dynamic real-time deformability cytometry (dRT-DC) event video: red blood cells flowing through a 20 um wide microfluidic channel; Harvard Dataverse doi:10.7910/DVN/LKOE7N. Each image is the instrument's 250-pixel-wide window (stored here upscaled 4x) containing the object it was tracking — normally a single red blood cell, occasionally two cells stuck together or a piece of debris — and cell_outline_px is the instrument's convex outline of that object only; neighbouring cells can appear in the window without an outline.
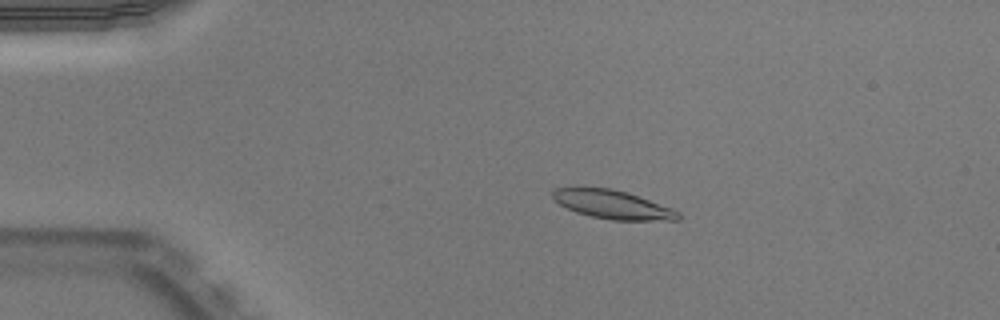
{"species": "Egyptian fruit bat (a non-hibernating species)", "species_latin": "Rousettus aegyptiacus", "temperature_condition": "warm", "stored_images_in_passage": 42, "camera_frame_rate_fps": 3000, "um_per_image_px": 0.085, "animal": {"sex": "male"}, "frame": {"image": 1, "passage_image": 1, "time_ms": 0.0, "image_size_px": [1000, 320], "cell_outline_px": [[684, 216], [680, 220], [612, 220], [592, 216], [576, 212], [560, 204], [552, 196], [552, 192], [556, 188], [612, 188], [628, 192], [672, 208], [680, 212]], "centroid_in_image_um": [52.16, 17.39], "position_along_channel_um": 32.8, "area_um2": 20.81}}
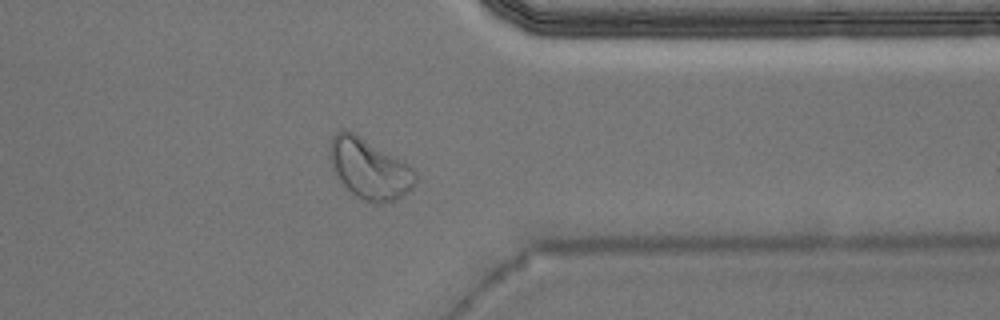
{"frame": {"image": 2, "passage_image": 32, "time_ms": 10.333, "image_size_px": [1000, 320], "cell_outline_px": [[416, 184], [408, 192], [396, 200], [384, 204], [376, 204], [356, 200], [332, 172], [328, 156], [328, 148], [332, 136], [336, 132], [344, 128], [352, 132], [404, 160], [416, 172]], "centroid_in_image_um": [31.36, 14.38], "position_along_channel_um": 380.0, "area_um2": 31.1}}
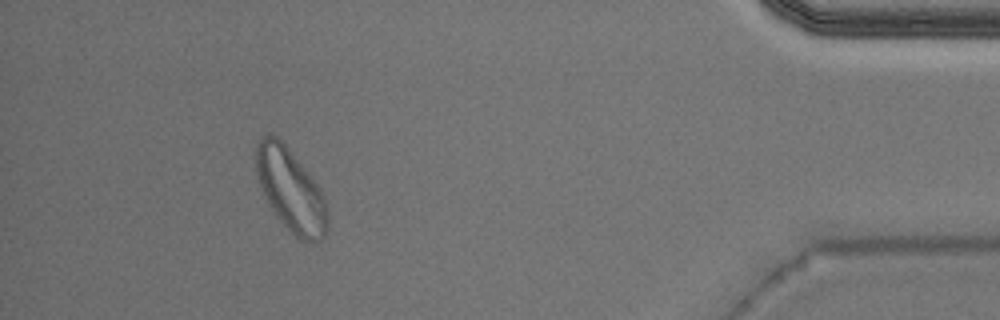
{"frame": {"image": 3, "passage_image": 38, "time_ms": 12.333, "image_size_px": [1000, 320], "cell_outline_px": [[328, 232], [316, 244], [300, 240], [280, 220], [268, 204], [264, 196], [256, 172], [256, 144], [268, 132], [276, 136], [288, 148], [308, 172], [324, 196], [328, 208]], "centroid_in_image_um": [24.73, 16.19], "position_along_channel_um": 410.5, "area_um2": 34.39}, "authors_computed_cell_mechanics": {"area_um2": 21.3282, "velocity_mm_per_s": 3.9084, "shape_relaxation_time_tau1_ms": 6.3433, "shape_relaxation_time_tau2_ms": 1.2174, "deformation_change_tau1": 0.1756, "deformation_change_tau2": 0.0754}}